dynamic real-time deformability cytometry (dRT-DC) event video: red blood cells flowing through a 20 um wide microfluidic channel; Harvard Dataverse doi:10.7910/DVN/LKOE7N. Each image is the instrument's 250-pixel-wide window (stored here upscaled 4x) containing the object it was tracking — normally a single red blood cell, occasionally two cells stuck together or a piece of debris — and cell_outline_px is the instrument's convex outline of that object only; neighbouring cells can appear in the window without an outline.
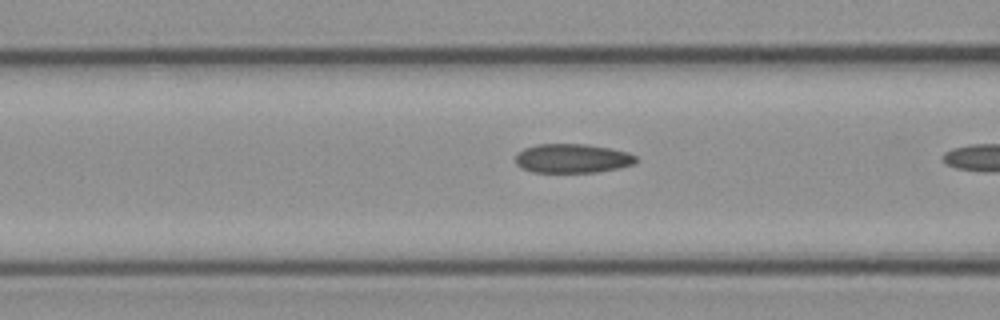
{"species": "common noctule bat (a hibernating species)", "species_latin": "Nyctalus noctula", "temperature_condition": "cold", "stored_images_in_passage": 19, "camera_frame_rate_fps": 3000, "um_per_image_px": 0.085, "animal": {"sex": "female", "body_mass_g": 21.9}, "frame": {"image": 1, "passage_image": 18, "time_ms": 5.667, "image_size_px": [1000, 320], "cell_outline_px": [[636, 160], [632, 164], [620, 168], [596, 172], [532, 172], [520, 168], [516, 164], [516, 156], [524, 148], [536, 144], [584, 144], [608, 148], [628, 152], [636, 156]], "centroid_in_image_um": [48.62, 13.47], "position_along_channel_um": 118.0, "area_um2": 20.35}}